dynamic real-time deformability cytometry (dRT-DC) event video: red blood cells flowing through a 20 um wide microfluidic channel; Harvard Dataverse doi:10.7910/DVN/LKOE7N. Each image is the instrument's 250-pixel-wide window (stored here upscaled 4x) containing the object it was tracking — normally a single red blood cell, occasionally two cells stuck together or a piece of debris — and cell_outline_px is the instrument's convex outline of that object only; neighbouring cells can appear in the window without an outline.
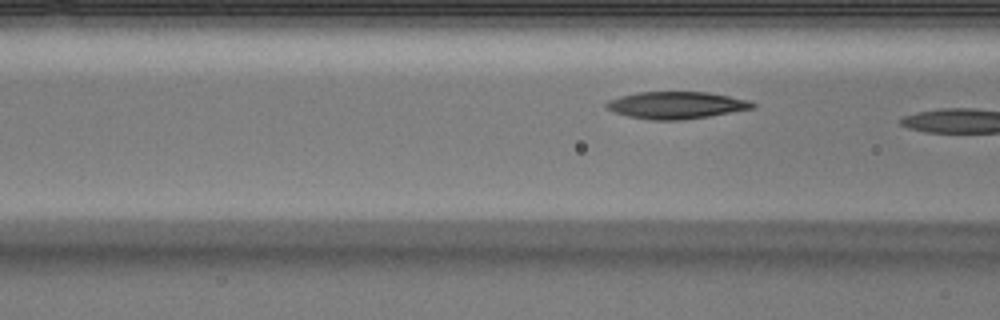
{"species": "Egyptian fruit bat (a non-hibernating species)", "species_latin": "Rousettus aegyptiacus", "temperature_condition": "warm", "stored_images_in_passage": 9, "segment_of_instrument_passage": [2, 2], "camera_frame_rate_fps": 3000, "um_per_image_px": 0.085, "animal": {"sex": "male"}, "frame": {"image": 1, "passage_image": 9, "time_ms": 2.667, "image_size_px": [1000, 320], "cell_outline_px": [[756, 108], [684, 120], [652, 120], [628, 116], [616, 112], [608, 108], [604, 104], [608, 100], [620, 96], [636, 92], [708, 92], [748, 100], [756, 104]], "centroid_in_image_um": [57.49, 8.94], "position_along_channel_um": 109.1, "area_um2": 23.0}}